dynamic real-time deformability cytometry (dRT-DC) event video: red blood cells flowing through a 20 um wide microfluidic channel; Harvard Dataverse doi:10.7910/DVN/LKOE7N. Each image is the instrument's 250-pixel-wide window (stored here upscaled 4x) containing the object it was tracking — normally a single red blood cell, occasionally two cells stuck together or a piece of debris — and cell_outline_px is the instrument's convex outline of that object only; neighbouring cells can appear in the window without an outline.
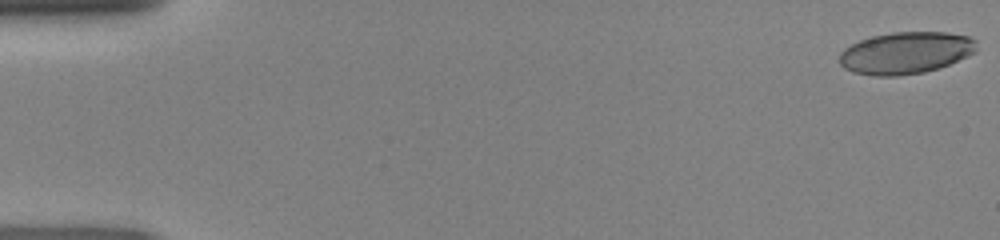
{"species": "human", "species_latin": "Homo sapiens", "temperature_condition": "room temperature", "stored_images_in_passage": 48, "camera_frame_rate_fps": 3000, "um_per_image_px": 0.085, "donor": {"sex": "female"}, "frame": {"image": 1, "passage_image": 1, "time_ms": 0.0, "image_size_px": [1000, 240], "cell_outline_px": [[976, 52], [968, 56], [948, 64], [924, 72], [896, 76], [872, 76], [852, 72], [844, 68], [840, 64], [840, 52], [844, 48], [860, 40], [872, 36], [892, 32], [944, 32], [968, 36], [976, 40]], "centroid_in_image_um": [76.96, 4.49], "position_along_channel_um": 8.0, "area_um2": 33.52}}
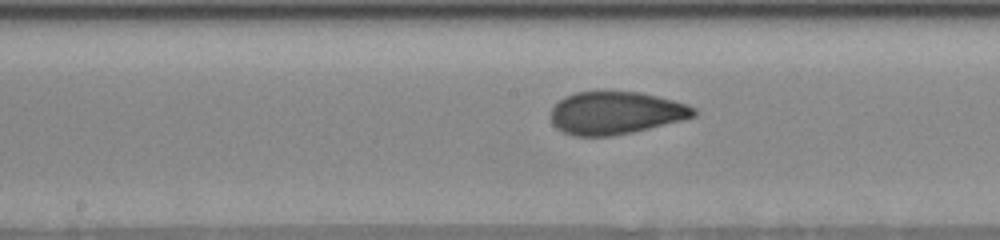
{"frame": {"image": 2, "passage_image": 25, "time_ms": 8.0, "image_size_px": [1000, 240], "cell_outline_px": [[696, 116], [632, 132], [612, 136], [576, 136], [564, 132], [556, 128], [552, 124], [552, 108], [564, 96], [576, 92], [640, 92], [688, 104], [696, 108]], "centroid_in_image_um": [52.32, 9.6], "position_along_channel_um": 195.9, "area_um2": 35.2}}
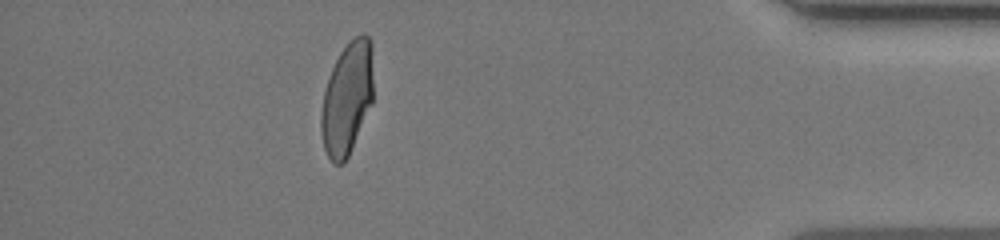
{"frame": {"image": 3, "passage_image": 43, "time_ms": 14.0, "image_size_px": [1000, 240], "cell_outline_px": [[372, 104], [348, 156], [344, 164], [336, 164], [328, 156], [324, 148], [320, 132], [320, 116], [324, 92], [332, 68], [340, 52], [356, 36], [364, 32], [372, 40]], "centroid_in_image_um": [29.5, 8.37], "position_along_channel_um": 405.7, "area_um2": 34.1}}